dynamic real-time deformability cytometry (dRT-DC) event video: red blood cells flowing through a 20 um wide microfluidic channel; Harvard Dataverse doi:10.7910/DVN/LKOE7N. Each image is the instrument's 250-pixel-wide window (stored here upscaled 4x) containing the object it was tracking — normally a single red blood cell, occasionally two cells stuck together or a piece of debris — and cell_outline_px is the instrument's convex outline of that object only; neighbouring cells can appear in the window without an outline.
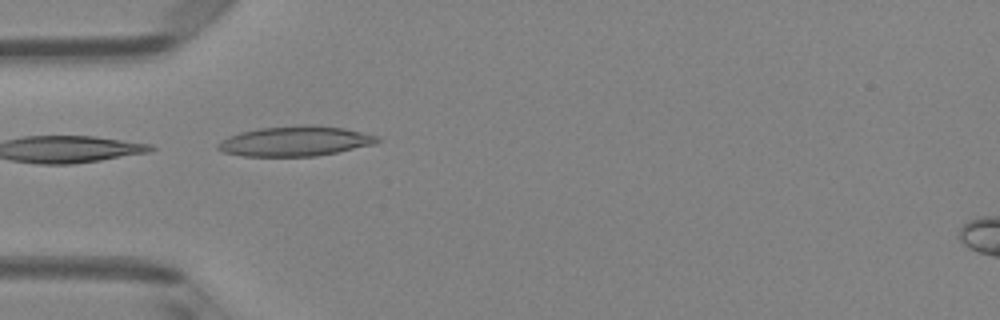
{"species": "Egyptian fruit bat (a non-hibernating species)", "species_latin": "Rousettus aegyptiacus", "temperature_condition": "room temperature", "stored_images_in_passage": 6, "camera_frame_rate_fps": 3000, "um_per_image_px": 0.085, "animal": {"sex": "female"}, "frame": {"image": 1, "passage_image": 4, "time_ms": 1.0, "image_size_px": [1000, 320], "cell_outline_px": [[380, 140], [376, 144], [316, 156], [244, 156], [224, 152], [216, 148], [216, 144], [228, 136], [240, 132], [260, 128], [304, 124], [312, 124], [344, 128], [380, 136]], "centroid_in_image_um": [25.11, 11.99], "position_along_channel_um": 59.9, "area_um2": 27.98}}
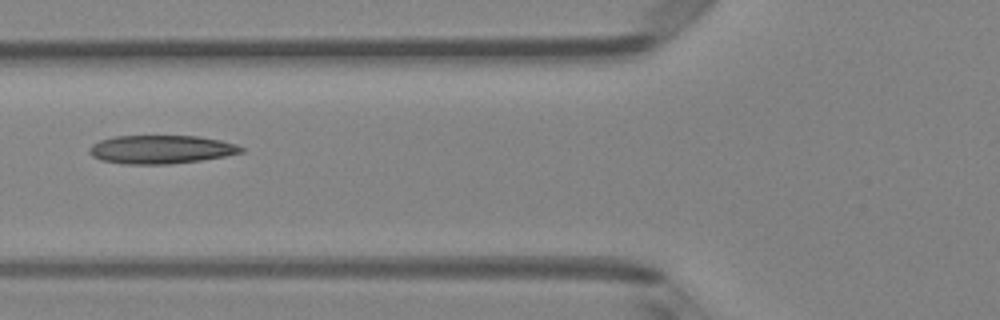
{"frame": {"image": 2, "passage_image": 5, "time_ms": 1.333, "image_size_px": [1000, 320], "cell_outline_px": [[244, 152], [224, 156], [200, 160], [168, 164], [124, 164], [100, 160], [92, 156], [88, 152], [88, 148], [92, 144], [100, 140], [116, 136], [200, 136], [220, 140], [236, 144], [244, 148]], "centroid_in_image_um": [13.66, 12.7], "position_along_channel_um": 112.1, "area_um2": 25.2}}
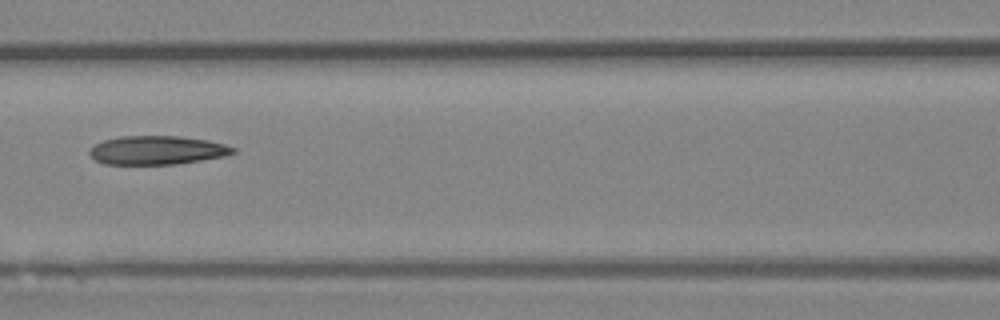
{"frame": {"image": 3, "passage_image": 6, "time_ms": 1.667, "image_size_px": [1000, 320], "cell_outline_px": [[236, 152], [224, 156], [176, 164], [104, 164], [96, 160], [88, 152], [96, 144], [104, 140], [120, 136], [180, 136], [208, 140], [224, 144], [236, 148]], "centroid_in_image_um": [13.37, 12.76], "position_along_channel_um": 153.2, "area_um2": 23.87}}